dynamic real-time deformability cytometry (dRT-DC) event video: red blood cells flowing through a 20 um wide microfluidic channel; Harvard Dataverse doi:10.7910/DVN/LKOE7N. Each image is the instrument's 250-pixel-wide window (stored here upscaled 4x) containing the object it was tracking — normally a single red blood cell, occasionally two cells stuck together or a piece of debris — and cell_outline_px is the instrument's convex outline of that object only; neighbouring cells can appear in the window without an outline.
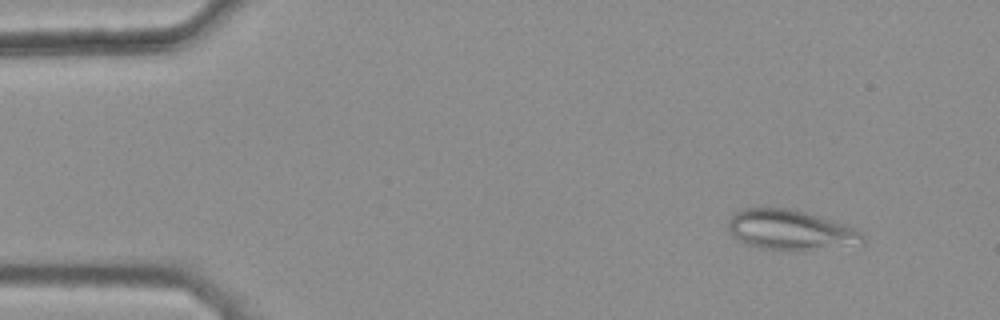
{"species": "common noctule bat (a hibernating species)", "species_latin": "Nyctalus noctula", "temperature_condition": "warm", "stored_images_in_passage": 44, "camera_frame_rate_fps": 3000, "um_per_image_px": 0.085, "animal": {"sex": "female", "body_mass_g": 25.1}, "frame": {"image": 1, "passage_image": 5, "time_ms": 1.333, "image_size_px": [1000, 320], "cell_outline_px": [[868, 240], [864, 244], [792, 252], [760, 248], [736, 240], [732, 236], [728, 228], [728, 220], [732, 212], [740, 208], [788, 208], [804, 212], [832, 220], [844, 224], [864, 232]], "centroid_in_image_um": [67.2, 19.57], "position_along_channel_um": 17.8, "area_um2": 32.19}}
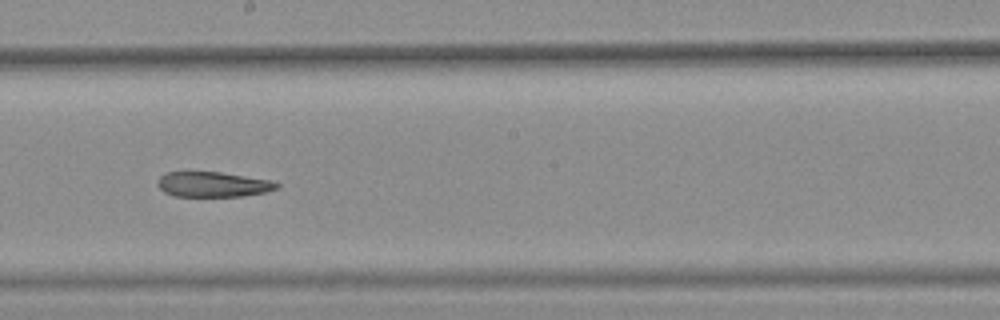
{"frame": {"image": 2, "passage_image": 29, "time_ms": 9.333, "image_size_px": [1000, 320], "cell_outline_px": [[280, 188], [264, 192], [244, 196], [176, 196], [164, 192], [156, 184], [156, 180], [164, 172], [220, 172], [272, 180], [280, 184]], "centroid_in_image_um": [18.1, 15.67], "position_along_channel_um": 230.1, "area_um2": 17.57}}
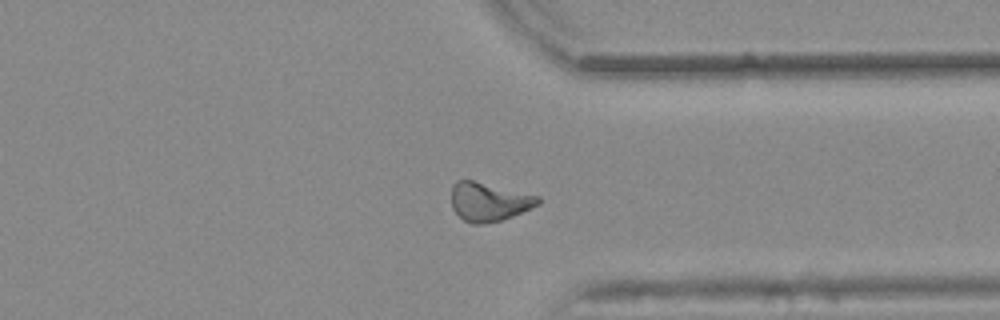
{"frame": {"image": 3, "passage_image": 40, "time_ms": 13.0, "image_size_px": [1000, 320], "cell_outline_px": [[540, 204], [512, 216], [500, 220], [484, 224], [472, 224], [464, 220], [452, 208], [452, 184], [456, 180], [472, 180], [540, 196]], "centroid_in_image_um": [41.55, 17.14], "position_along_channel_um": 369.9, "area_um2": 19.42}, "authors_computed_cell_mechanics": {"area_um2": 19.9699, "velocity_mm_per_s": 3.8415, "shape_relaxation_time_tau1_ms": null, "shape_relaxation_time_tau2_ms": 8.7996, "deformation_change_tau1": null, "deformation_change_tau2": 0.1829}}